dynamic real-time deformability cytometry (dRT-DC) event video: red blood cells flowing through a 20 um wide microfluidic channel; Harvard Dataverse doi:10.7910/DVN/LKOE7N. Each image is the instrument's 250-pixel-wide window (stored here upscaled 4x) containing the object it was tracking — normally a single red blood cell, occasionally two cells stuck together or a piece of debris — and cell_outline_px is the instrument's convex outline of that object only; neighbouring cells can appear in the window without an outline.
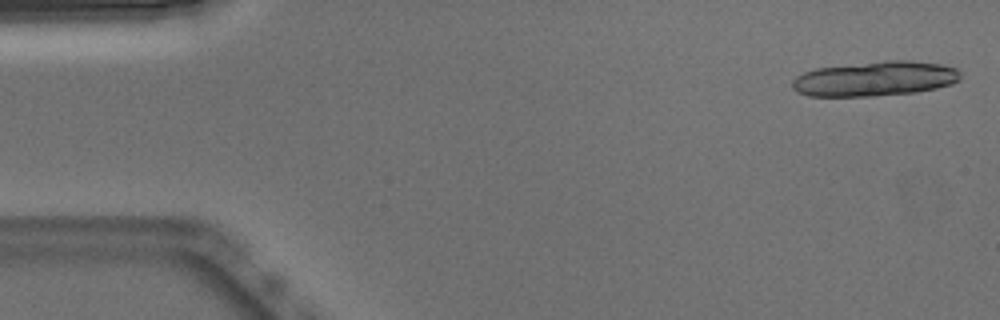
{"species": "Egyptian fruit bat (a non-hibernating species)", "species_latin": "Rousettus aegyptiacus", "temperature_condition": "warm", "stored_images_in_passage": 19, "camera_frame_rate_fps": 3000, "um_per_image_px": 0.085, "animal": {"sex": "male"}, "frame": {"image": 1, "passage_image": 1, "time_ms": 0.0, "image_size_px": [1000, 320], "cell_outline_px": [[960, 80], [952, 84], [936, 88], [916, 92], [876, 96], [808, 96], [796, 92], [792, 88], [792, 80], [796, 76], [804, 72], [816, 68], [884, 60], [912, 60], [944, 64], [956, 68], [960, 72]], "centroid_in_image_um": [74.39, 6.68], "position_along_channel_um": 10.6, "area_um2": 34.51}}